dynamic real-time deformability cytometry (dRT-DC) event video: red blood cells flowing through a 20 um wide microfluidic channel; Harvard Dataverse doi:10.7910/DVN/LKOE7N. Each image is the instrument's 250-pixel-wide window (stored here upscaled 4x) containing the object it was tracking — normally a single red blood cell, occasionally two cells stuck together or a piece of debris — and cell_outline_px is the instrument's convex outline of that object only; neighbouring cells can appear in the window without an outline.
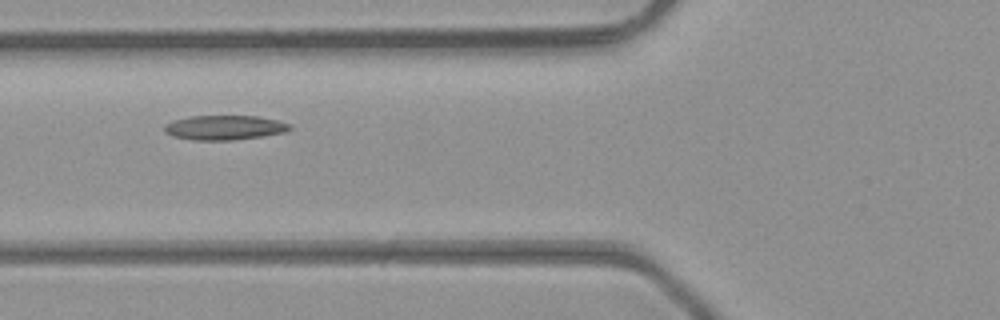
{"species": "common noctule bat (a hibernating species)", "species_latin": "Nyctalus noctula", "temperature_condition": "room temperature", "stored_images_in_passage": 4, "camera_frame_rate_fps": 3000, "um_per_image_px": 0.085, "animal": {"sex": "male", "body_mass_g": 23.1, "forearm_length_mm": 52.7}, "frame": {"image": 1, "passage_image": 4, "time_ms": 1.0, "image_size_px": [1000, 320], "cell_outline_px": [[292, 128], [288, 132], [232, 140], [192, 140], [172, 136], [164, 132], [164, 124], [172, 120], [188, 116], [260, 116], [292, 124]], "centroid_in_image_um": [19.07, 10.84], "position_along_channel_um": 106.7, "area_um2": 18.15}}